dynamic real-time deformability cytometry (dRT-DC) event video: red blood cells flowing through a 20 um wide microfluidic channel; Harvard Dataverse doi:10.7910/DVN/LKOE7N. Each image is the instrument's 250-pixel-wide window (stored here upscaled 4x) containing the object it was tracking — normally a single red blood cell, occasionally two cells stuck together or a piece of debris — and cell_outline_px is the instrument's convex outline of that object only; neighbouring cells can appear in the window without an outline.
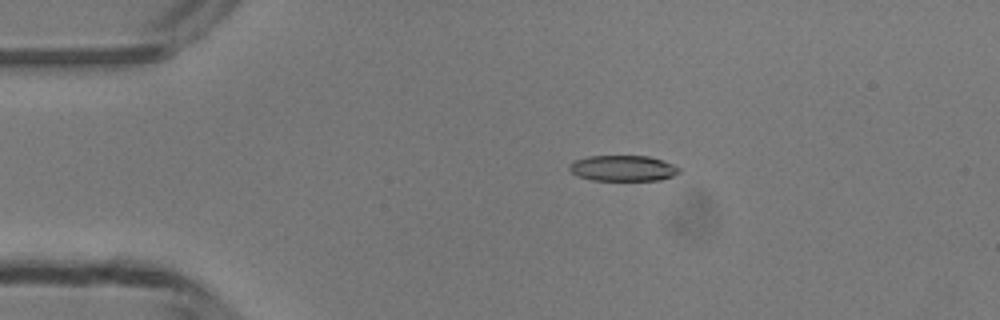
{"species": "common noctule bat (a hibernating species)", "species_latin": "Nyctalus noctula", "temperature_condition": "room temperature", "stored_images_in_passage": 49, "camera_frame_rate_fps": 3000, "um_per_image_px": 0.085, "animal": {"sex": "male", "body_mass_g": 13.3}, "frame": {"image": 1, "passage_image": 10, "time_ms": 3.0, "image_size_px": [1000, 320], "cell_outline_px": [[680, 172], [672, 176], [660, 180], [592, 180], [580, 176], [572, 172], [568, 168], [568, 164], [572, 160], [588, 156], [648, 156], [672, 164], [680, 168]], "centroid_in_image_um": [52.91, 14.29], "position_along_channel_um": 32.1, "area_um2": 16.42}}
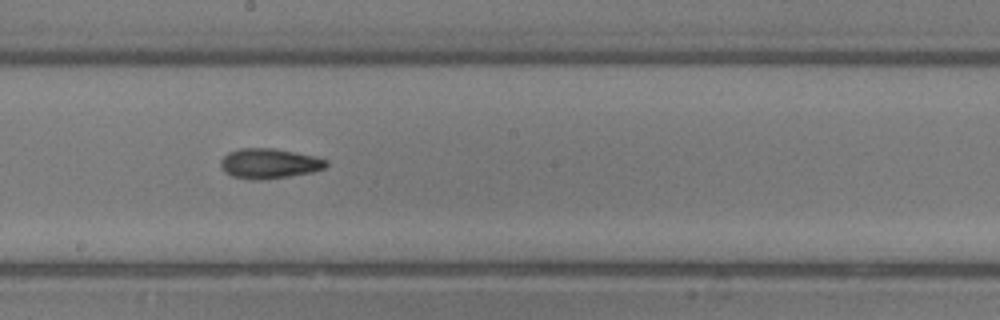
{"frame": {"image": 2, "passage_image": 27, "time_ms": 8.667, "image_size_px": [1000, 320], "cell_outline_px": [[328, 164], [324, 168], [312, 172], [288, 176], [232, 176], [224, 172], [220, 164], [220, 160], [228, 152], [240, 148], [276, 148], [316, 156], [328, 160]], "centroid_in_image_um": [22.93, 13.82], "position_along_channel_um": 225.3, "area_um2": 17.69}}
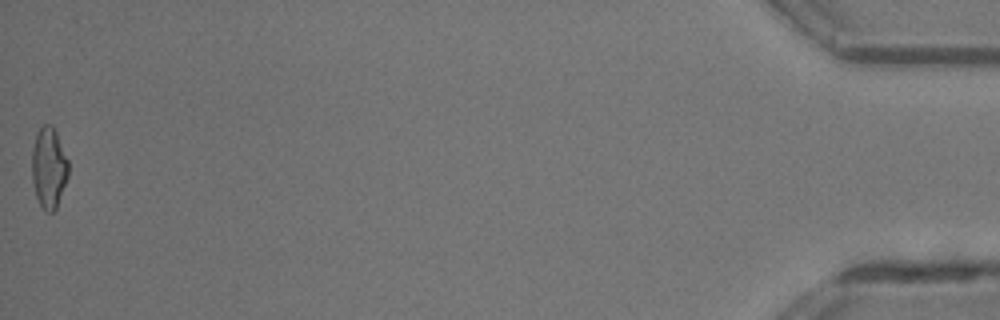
{"frame": {"image": 3, "passage_image": 49, "time_ms": 16.0, "image_size_px": [1000, 320], "cell_outline_px": [[68, 176], [56, 208], [52, 212], [48, 212], [40, 204], [36, 196], [32, 180], [32, 148], [36, 132], [44, 124], [52, 124], [56, 132], [68, 160]], "centroid_in_image_um": [4.14, 14.22], "position_along_channel_um": 431.1, "area_um2": 17.11}, "authors_computed_cell_mechanics": {"area_um2": 17.3978, "velocity_mm_per_s": 4.2289, "shape_relaxation_time_tau1_ms": null, "shape_relaxation_time_tau2_ms": 5.1025, "deformation_change_tau1": null, "deformation_change_tau2": 0.1521}}